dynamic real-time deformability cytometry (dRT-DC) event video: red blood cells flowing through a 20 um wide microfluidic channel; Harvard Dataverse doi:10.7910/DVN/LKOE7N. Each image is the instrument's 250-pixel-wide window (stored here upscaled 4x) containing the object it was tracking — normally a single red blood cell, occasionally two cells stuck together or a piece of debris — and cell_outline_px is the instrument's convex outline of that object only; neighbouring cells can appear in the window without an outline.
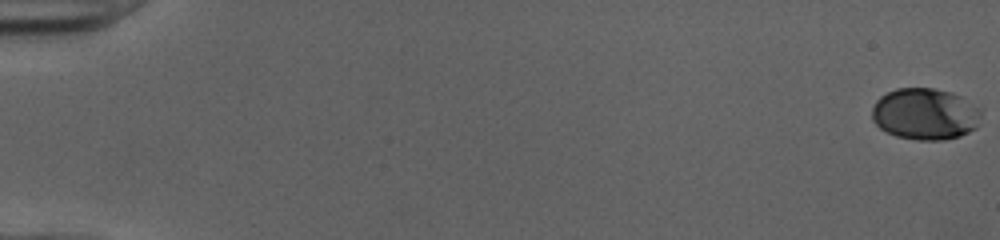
{"species": "human", "species_latin": "Homo sapiens", "temperature_condition": "cold", "stored_images_in_passage": 53, "camera_frame_rate_fps": 3000, "um_per_image_px": 0.085, "donor": {"sex": "female"}, "frame": {"image": 1, "passage_image": 1, "time_ms": 0.0, "image_size_px": [1000, 240], "cell_outline_px": [[980, 116], [976, 128], [960, 136], [944, 140], [916, 140], [896, 136], [880, 128], [872, 120], [872, 108], [876, 100], [880, 96], [896, 88], [932, 88], [952, 92], [960, 96], [976, 108], [980, 112]], "centroid_in_image_um": [78.59, 9.69], "position_along_channel_um": 6.4, "area_um2": 32.66}}
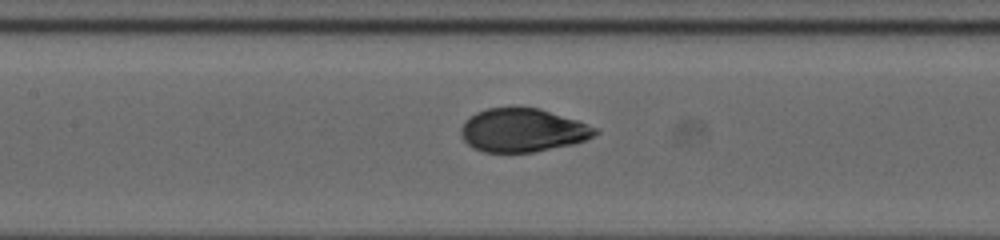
{"frame": {"image": 2, "passage_image": 27, "time_ms": 8.667, "image_size_px": [1000, 240], "cell_outline_px": [[600, 132], [584, 140], [572, 144], [536, 152], [484, 152], [472, 148], [460, 136], [460, 128], [464, 120], [468, 116], [476, 112], [488, 108], [540, 108], [600, 128]], "centroid_in_image_um": [44.4, 11.07], "position_along_channel_um": 163.0, "area_um2": 34.1}}
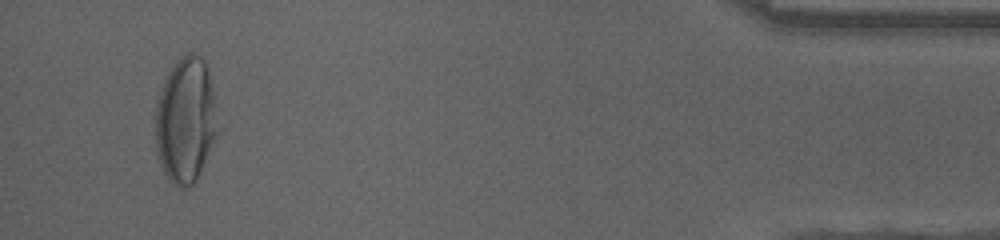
{"frame": {"image": 3, "passage_image": 51, "time_ms": 16.667, "image_size_px": [1000, 240], "cell_outline_px": [[216, 132], [200, 172], [196, 180], [188, 188], [180, 188], [172, 184], [164, 172], [160, 164], [156, 152], [156, 104], [164, 80], [168, 72], [176, 60], [180, 56], [188, 52], [192, 52], [200, 56], [204, 60], [208, 68], [212, 92], [216, 128]], "centroid_in_image_um": [15.73, 10.21], "position_along_channel_um": 419.5, "area_um2": 44.85}, "authors_computed_cell_mechanics": {"area_um2": 34.4488, "velocity_mm_per_s": 4.0092, "shape_relaxation_time_tau1_ms": 5.6312, "shape_relaxation_time_tau2_ms": null, "deformation_change_tau1": 0.2318, "deformation_change_tau2": null}}